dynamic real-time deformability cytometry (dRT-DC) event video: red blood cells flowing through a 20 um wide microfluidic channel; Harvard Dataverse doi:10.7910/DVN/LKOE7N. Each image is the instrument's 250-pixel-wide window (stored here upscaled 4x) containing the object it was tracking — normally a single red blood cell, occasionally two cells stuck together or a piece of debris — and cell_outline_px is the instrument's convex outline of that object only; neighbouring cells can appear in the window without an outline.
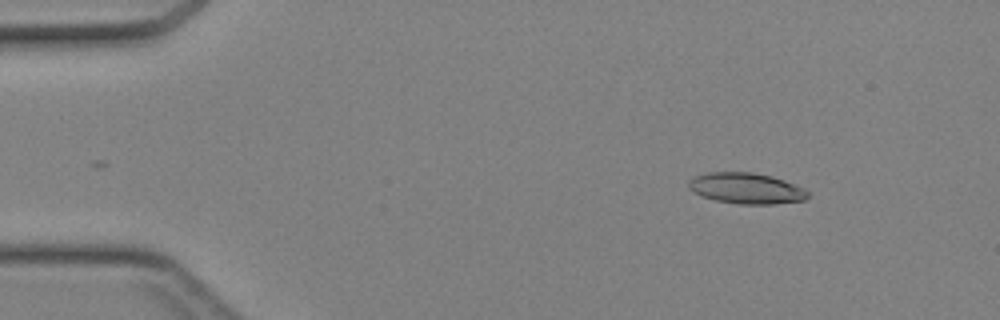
{"species": "Egyptian fruit bat (a non-hibernating species)", "species_latin": "Rousettus aegyptiacus", "temperature_condition": "cold", "stored_images_in_passage": 40, "camera_frame_rate_fps": 3000, "um_per_image_px": 0.085, "animal": {"sex": "female"}, "frame": {"image": 1, "passage_image": 2, "time_ms": 0.333, "image_size_px": [1000, 320], "cell_outline_px": [[808, 196], [804, 200], [776, 204], [736, 204], [716, 200], [700, 196], [688, 188], [688, 180], [696, 176], [708, 172], [752, 172], [772, 176], [784, 180], [804, 188], [808, 192]], "centroid_in_image_um": [63.42, 16.01], "position_along_channel_um": 21.6, "area_um2": 21.56}}
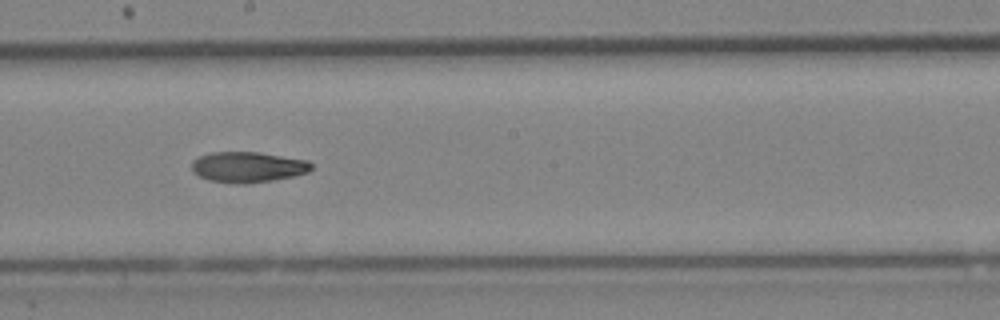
{"frame": {"image": 2, "passage_image": 21, "time_ms": 6.667, "image_size_px": [1000, 320], "cell_outline_px": [[312, 168], [308, 172], [292, 176], [272, 180], [244, 184], [232, 184], [208, 180], [192, 172], [192, 160], [200, 156], [212, 152], [256, 152], [308, 160], [312, 164]], "centroid_in_image_um": [21.04, 14.2], "position_along_channel_um": 227.2, "area_um2": 21.33}}
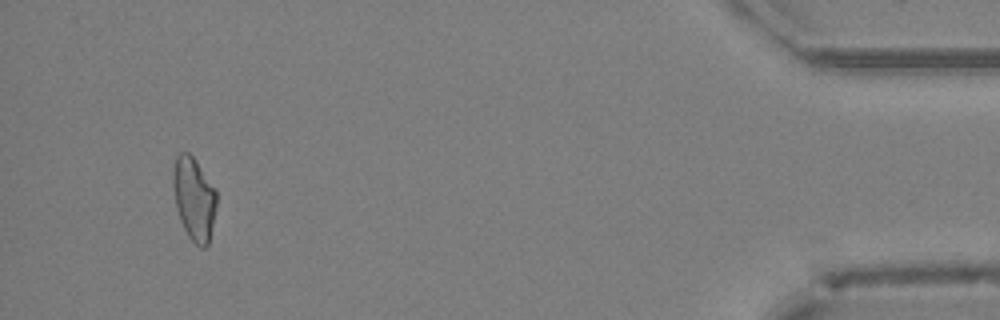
{"frame": {"image": 3, "passage_image": 38, "time_ms": 12.333, "image_size_px": [1000, 320], "cell_outline_px": [[216, 208], [208, 244], [204, 248], [200, 248], [188, 236], [180, 220], [176, 208], [172, 180], [172, 172], [176, 156], [180, 152], [188, 152], [196, 160], [216, 188]], "centroid_in_image_um": [16.49, 16.86], "position_along_channel_um": 418.7, "area_um2": 21.15}}